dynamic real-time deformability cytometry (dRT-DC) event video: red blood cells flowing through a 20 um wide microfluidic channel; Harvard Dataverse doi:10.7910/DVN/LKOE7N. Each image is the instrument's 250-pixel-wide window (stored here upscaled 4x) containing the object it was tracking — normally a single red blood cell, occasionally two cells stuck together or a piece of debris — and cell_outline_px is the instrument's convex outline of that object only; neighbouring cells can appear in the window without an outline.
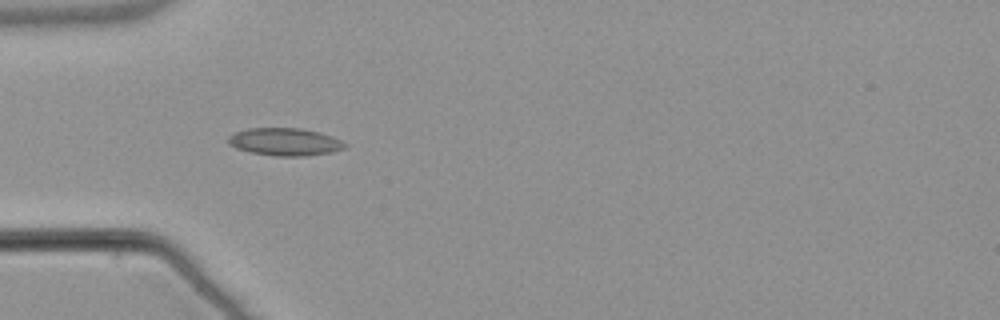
{"species": "common noctule bat (a hibernating species)", "species_latin": "Nyctalus noctula", "temperature_condition": "warm", "stored_images_in_passage": 38, "camera_frame_rate_fps": 3000, "um_per_image_px": 0.085, "animal": {"sex": "male", "body_mass_g": 21.5, "forearm_length_mm": 52.0}, "frame": {"image": 1, "passage_image": 1, "time_ms": 0.0, "image_size_px": [1000, 320], "cell_outline_px": [[348, 144], [344, 148], [332, 152], [308, 156], [276, 156], [252, 152], [236, 148], [228, 144], [228, 136], [236, 132], [248, 128], [300, 128], [320, 132], [332, 136]], "centroid_in_image_um": [24.23, 12.05], "position_along_channel_um": 60.8, "area_um2": 18.79}}
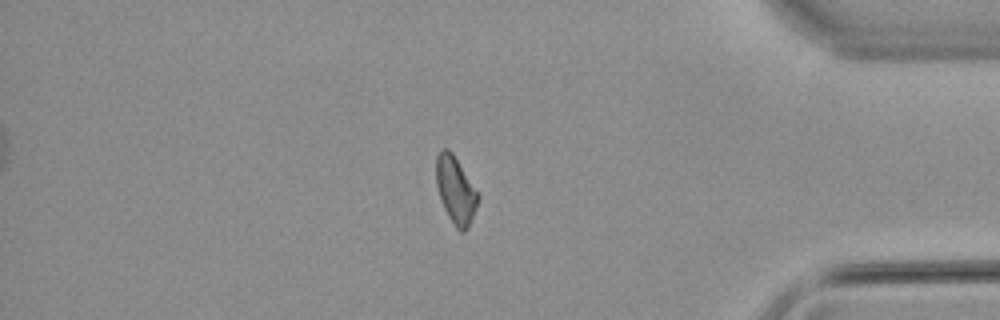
{"frame": {"image": 2, "passage_image": 30, "time_ms": 9.667, "image_size_px": [1000, 320], "cell_outline_px": [[480, 196], [476, 208], [468, 228], [464, 232], [460, 232], [456, 228], [448, 216], [444, 208], [436, 184], [436, 156], [440, 148], [448, 148], [452, 152]], "centroid_in_image_um": [38.72, 16.15], "position_along_channel_um": 396.5, "area_um2": 16.24}}
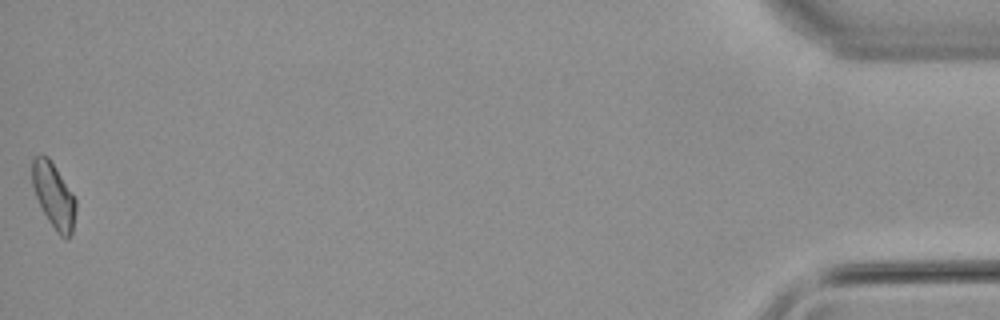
{"frame": {"image": 3, "passage_image": 38, "time_ms": 12.333, "image_size_px": [1000, 320], "cell_outline_px": [[76, 212], [72, 232], [68, 240], [64, 240], [56, 232], [48, 220], [36, 196], [32, 184], [32, 160], [36, 156], [48, 156], [72, 192], [76, 200]], "centroid_in_image_um": [4.59, 16.67], "position_along_channel_um": 430.6, "area_um2": 16.47}, "authors_computed_cell_mechanics": {"area_um2": 16.6464, "velocity_mm_per_s": 3.8195, "shape_relaxation_time_tau1_ms": null, "shape_relaxation_time_tau2_ms": 2.637, "deformation_change_tau1": null, "deformation_change_tau2": 0.0843}}